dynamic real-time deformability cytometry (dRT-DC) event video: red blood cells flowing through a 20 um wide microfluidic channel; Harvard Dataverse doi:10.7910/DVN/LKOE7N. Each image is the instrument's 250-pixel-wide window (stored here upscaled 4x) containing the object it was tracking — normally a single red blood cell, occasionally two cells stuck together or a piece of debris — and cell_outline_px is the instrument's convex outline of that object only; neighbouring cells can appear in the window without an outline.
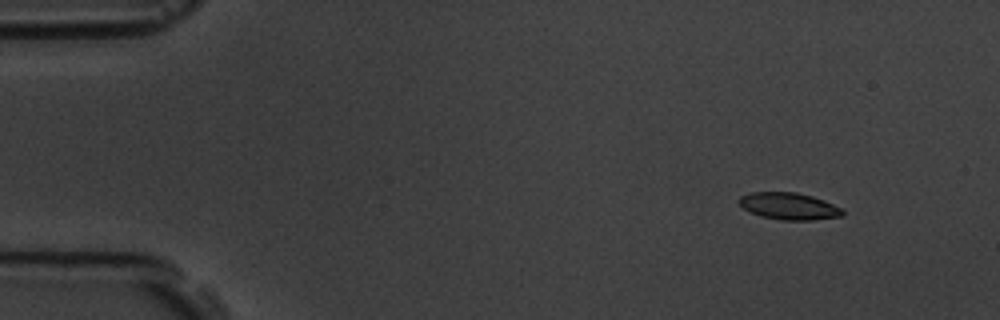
{"species": "common noctule bat (a hibernating species)", "species_latin": "Nyctalus noctula", "temperature_condition": "room temperature", "stored_images_in_passage": 5, "camera_frame_rate_fps": 3000, "um_per_image_px": 0.085, "animal": {"sex": "male", "body_mass_g": 19.5, "forearm_length_mm": 54.6}, "frame": {"image": 1, "passage_image": 1, "time_ms": 0.0, "image_size_px": [1000, 320], "cell_outline_px": [[844, 216], [812, 220], [780, 220], [760, 216], [744, 208], [740, 204], [740, 196], [752, 192], [796, 192], [812, 196], [824, 200], [840, 208], [844, 212]], "centroid_in_image_um": [67.08, 17.53], "position_along_channel_um": 17.9, "area_um2": 16.13}}
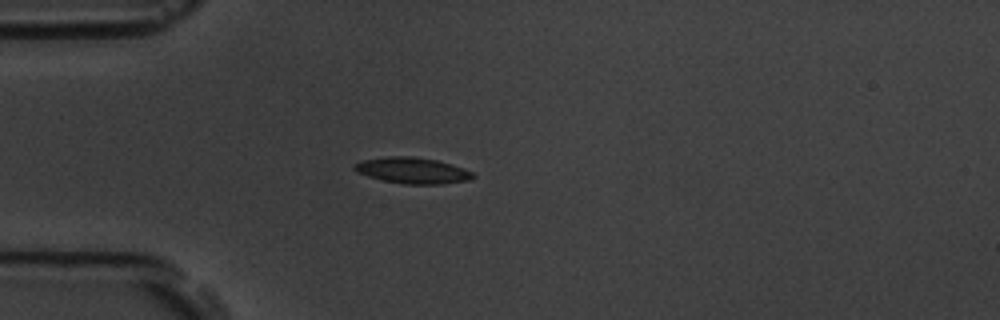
{"frame": {"image": 2, "passage_image": 4, "time_ms": 3.333, "image_size_px": [1000, 320], "cell_outline_px": [[476, 176], [472, 180], [440, 184], [404, 184], [384, 180], [368, 176], [356, 172], [352, 168], [352, 164], [364, 160], [388, 156], [412, 156], [436, 160], [464, 168], [472, 172]], "centroid_in_image_um": [35.06, 14.49], "position_along_channel_um": 49.9, "area_um2": 18.03}}